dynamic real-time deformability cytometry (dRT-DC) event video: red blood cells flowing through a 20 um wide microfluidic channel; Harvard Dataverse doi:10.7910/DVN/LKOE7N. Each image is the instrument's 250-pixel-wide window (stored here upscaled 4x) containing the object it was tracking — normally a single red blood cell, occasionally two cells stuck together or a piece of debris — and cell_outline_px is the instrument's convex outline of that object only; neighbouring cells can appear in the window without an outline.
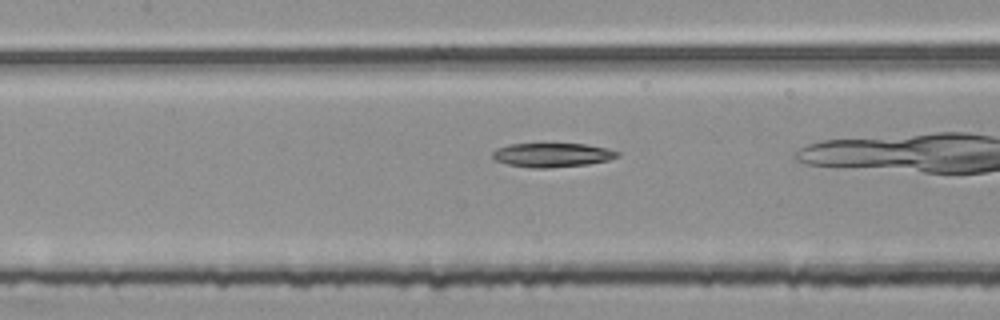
{"species": "common noctule bat (a hibernating species)", "species_latin": "Nyctalus noctula", "temperature_condition": "room temperature", "stored_images_in_passage": 33, "camera_frame_rate_fps": 3000, "um_per_image_px": 0.085, "animal": {"sex": "female", "body_mass_g": 25.1}, "frame": {"image": 1, "passage_image": 15, "time_ms": 4.667, "image_size_px": [1000, 320], "cell_outline_px": [[620, 156], [608, 160], [588, 164], [548, 168], [532, 168], [508, 164], [496, 160], [492, 156], [492, 152], [496, 148], [508, 144], [584, 144], [608, 148], [620, 152]], "centroid_in_image_um": [46.95, 13.17], "position_along_channel_um": 160.4, "area_um2": 17.51}}
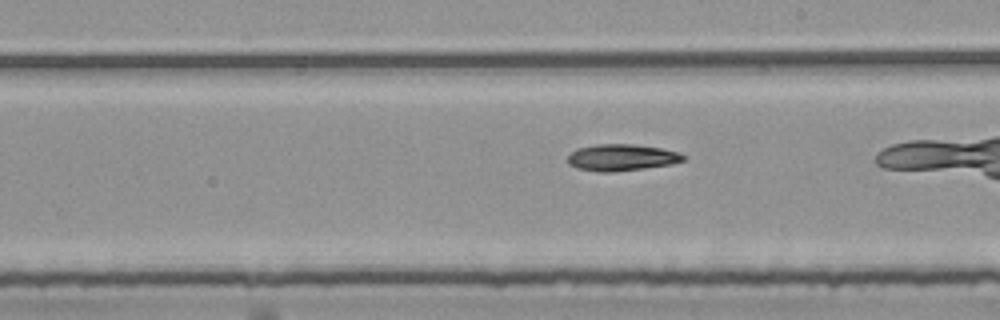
{"frame": {"image": 2, "passage_image": 21, "time_ms": 6.667, "image_size_px": [1000, 320], "cell_outline_px": [[688, 160], [672, 164], [644, 168], [612, 172], [600, 172], [576, 168], [568, 164], [568, 156], [576, 148], [596, 144], [632, 144], [660, 148], [680, 152], [688, 156]], "centroid_in_image_um": [52.88, 13.38], "position_along_channel_um": 236.1, "area_um2": 18.15}}
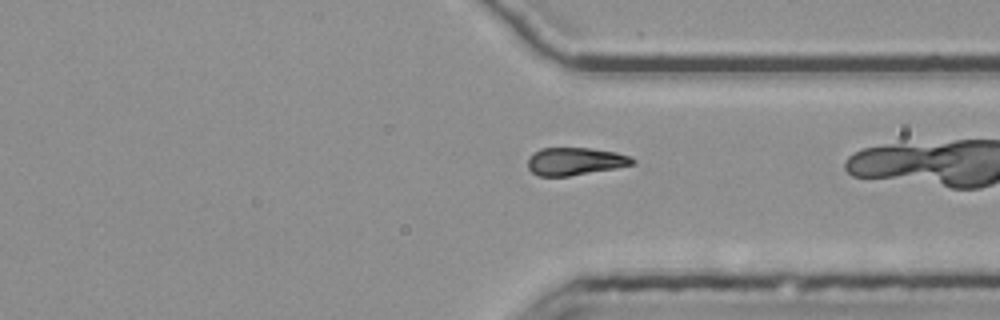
{"frame": {"image": 3, "passage_image": 31, "time_ms": 10.0, "image_size_px": [1000, 320], "cell_outline_px": [[636, 164], [616, 168], [568, 176], [536, 176], [528, 168], [528, 160], [532, 152], [540, 148], [592, 148], [616, 152], [632, 156], [636, 160]], "centroid_in_image_um": [48.9, 13.71], "position_along_channel_um": 362.5, "area_um2": 17.11}}